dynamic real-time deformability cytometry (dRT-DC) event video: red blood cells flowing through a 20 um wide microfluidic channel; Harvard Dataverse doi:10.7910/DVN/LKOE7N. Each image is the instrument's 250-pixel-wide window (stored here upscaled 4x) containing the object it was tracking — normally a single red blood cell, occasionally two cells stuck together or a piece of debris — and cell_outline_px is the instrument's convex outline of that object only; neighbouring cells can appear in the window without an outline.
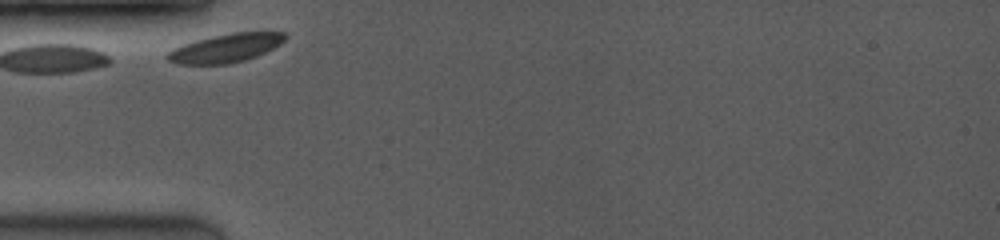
{"species": "common noctule bat (a hibernating species)", "species_latin": "Nyctalus noctula", "temperature_condition": "room temperature", "stored_images_in_passage": 2, "camera_frame_rate_fps": 3500, "um_per_image_px": 0.085, "animal": {"sex": "female", "body_mass_g": 19.0, "forearm_length_mm": 53.3}, "frame": {"image": 1, "passage_image": 1, "time_ms": 0.0, "image_size_px": [1000, 240], "cell_outline_px": [[288, 36], [280, 44], [256, 56], [244, 60], [228, 64], [176, 64], [168, 60], [164, 56], [168, 52], [184, 44], [196, 40], [212, 36], [232, 32], [284, 32]], "centroid_in_image_um": [19.18, 4.08], "position_along_channel_um": 65.8, "area_um2": 19.42}}